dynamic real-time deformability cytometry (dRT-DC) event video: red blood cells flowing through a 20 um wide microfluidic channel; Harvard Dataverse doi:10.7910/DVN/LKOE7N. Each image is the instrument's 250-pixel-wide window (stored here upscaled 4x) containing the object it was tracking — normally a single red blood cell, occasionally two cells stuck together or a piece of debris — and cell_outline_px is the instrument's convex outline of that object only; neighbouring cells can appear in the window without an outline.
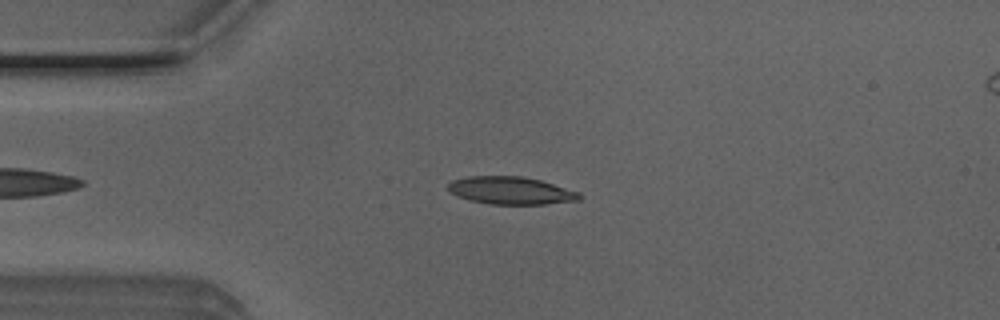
{"species": "Egyptian fruit bat (a non-hibernating species)", "species_latin": "Rousettus aegyptiacus", "temperature_condition": "room temperature", "stored_images_in_passage": 48, "camera_frame_rate_fps": 3000, "um_per_image_px": 0.085, "animal": {"sex": "male"}, "frame": {"image": 1, "passage_image": 10, "time_ms": 3.0, "image_size_px": [1000, 320], "cell_outline_px": [[584, 196], [580, 200], [544, 204], [488, 204], [456, 196], [448, 188], [448, 184], [452, 180], [468, 176], [520, 176], [540, 180], [580, 192]], "centroid_in_image_um": [43.45, 16.19], "position_along_channel_um": 41.5, "area_um2": 21.1}}
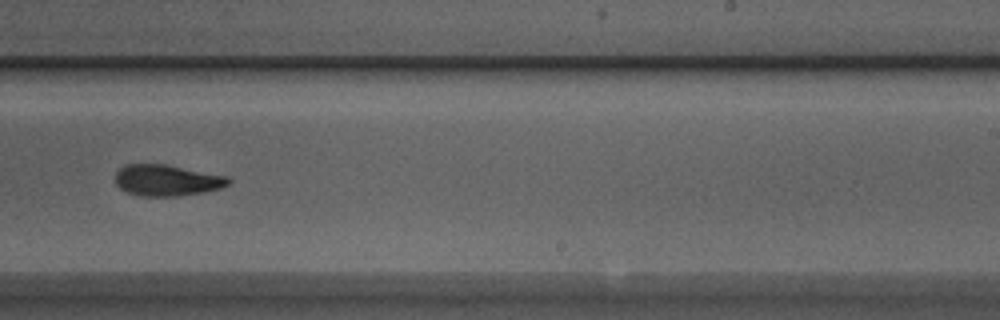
{"frame": {"image": 2, "passage_image": 29, "time_ms": 9.333, "image_size_px": [1000, 320], "cell_outline_px": [[232, 180], [228, 184], [220, 188], [204, 192], [180, 196], [140, 196], [124, 192], [116, 184], [116, 172], [124, 164], [164, 164], [228, 176]], "centroid_in_image_um": [14.17, 15.33], "position_along_channel_um": 274.8, "area_um2": 20.69}}
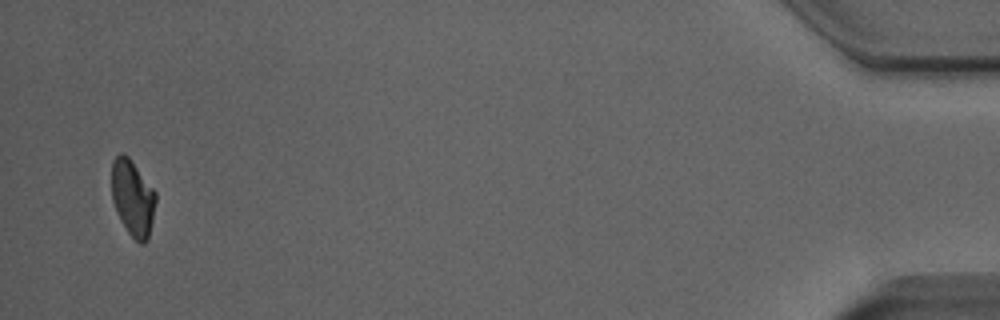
{"frame": {"image": 3, "passage_image": 47, "time_ms": 15.333, "image_size_px": [1000, 320], "cell_outline_px": [[156, 200], [148, 240], [144, 244], [140, 244], [128, 232], [112, 200], [112, 160], [120, 152], [124, 152], [128, 156], [156, 192]], "centroid_in_image_um": [11.29, 16.79], "position_along_channel_um": 423.9, "area_um2": 19.31}, "authors_computed_cell_mechanics": {"area_um2": 20.9525, "velocity_mm_per_s": 4.0195, "shape_relaxation_time_tau1_ms": 5.8116, "shape_relaxation_time_tau2_ms": 2.5749, "deformation_change_tau1": 0.1547, "deformation_change_tau2": 0.0946}}